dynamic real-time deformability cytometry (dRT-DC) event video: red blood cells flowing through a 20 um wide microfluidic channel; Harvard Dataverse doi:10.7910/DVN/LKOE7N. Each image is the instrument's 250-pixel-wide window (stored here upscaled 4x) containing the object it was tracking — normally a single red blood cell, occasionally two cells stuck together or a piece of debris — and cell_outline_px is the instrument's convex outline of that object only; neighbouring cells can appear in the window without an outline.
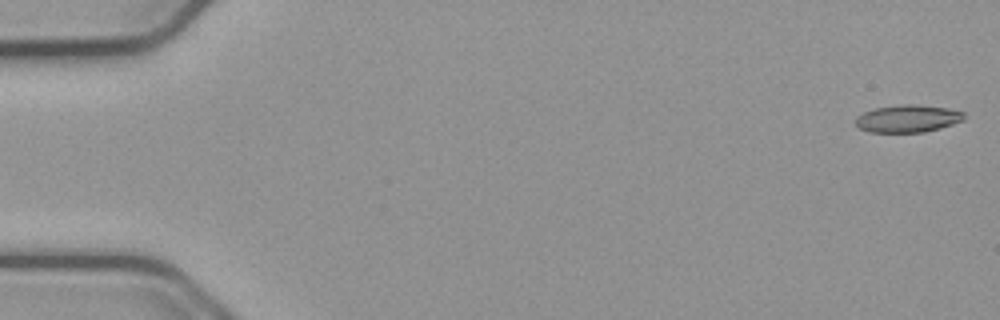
{"species": "common noctule bat (a hibernating species)", "species_latin": "Nyctalus noctula", "temperature_condition": "cold", "stored_images_in_passage": 50, "camera_frame_rate_fps": 3000, "um_per_image_px": 0.085, "animal": {"sex": "male", "body_mass_g": 23.1, "forearm_length_mm": 52.7}, "frame": {"image": 1, "passage_image": 1, "time_ms": 0.0, "image_size_px": [1000, 320], "cell_outline_px": [[964, 120], [940, 128], [924, 132], [868, 132], [860, 128], [856, 124], [856, 116], [864, 112], [876, 108], [900, 104], [912, 104], [948, 108], [964, 112]], "centroid_in_image_um": [77.16, 10.08], "position_along_channel_um": 7.8, "area_um2": 17.28}}
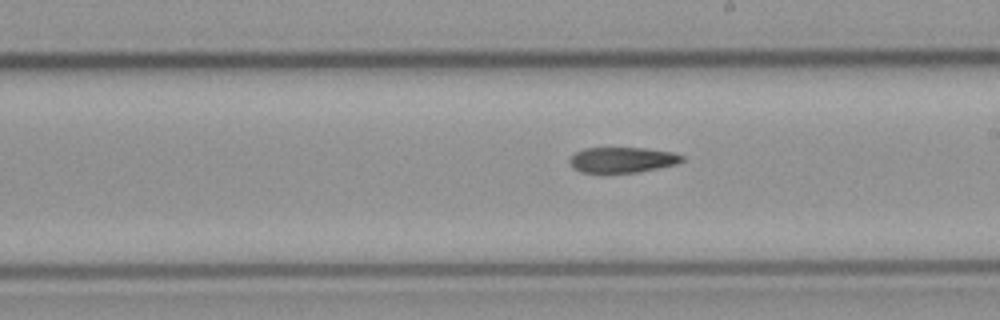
{"frame": {"image": 2, "passage_image": 31, "time_ms": 10.0, "image_size_px": [1000, 320], "cell_outline_px": [[684, 160], [676, 164], [636, 172], [580, 172], [572, 168], [568, 160], [576, 152], [584, 148], [644, 148], [672, 152], [684, 156]], "centroid_in_image_um": [52.87, 13.58], "position_along_channel_um": 236.1, "area_um2": 16.53}}
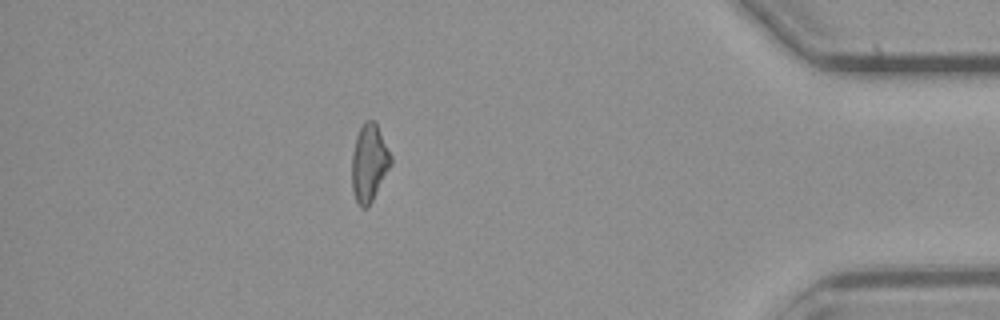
{"frame": {"image": 3, "passage_image": 48, "time_ms": 15.667, "image_size_px": [1000, 320], "cell_outline_px": [[392, 164], [372, 200], [364, 208], [360, 208], [356, 200], [352, 188], [352, 152], [356, 136], [364, 120], [376, 120], [392, 156]], "centroid_in_image_um": [31.39, 13.79], "position_along_channel_um": 403.8, "area_um2": 17.69}}